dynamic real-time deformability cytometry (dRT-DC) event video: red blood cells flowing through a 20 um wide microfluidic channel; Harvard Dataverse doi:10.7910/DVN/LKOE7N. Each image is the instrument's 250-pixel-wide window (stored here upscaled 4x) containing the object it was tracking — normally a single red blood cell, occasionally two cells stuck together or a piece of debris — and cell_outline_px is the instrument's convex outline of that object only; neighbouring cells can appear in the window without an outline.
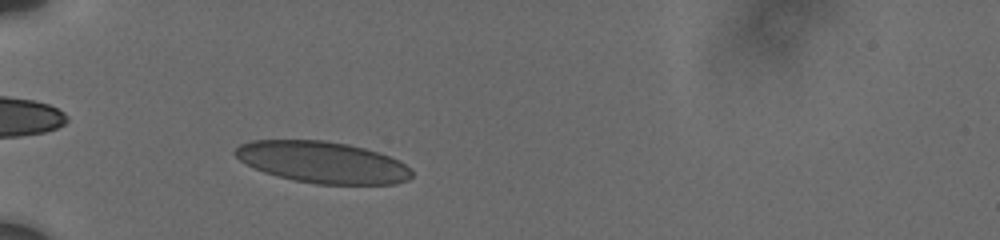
{"species": "human", "species_latin": "Homo sapiens", "temperature_condition": "cold", "stored_images_in_passage": 6, "camera_frame_rate_fps": 3000, "um_per_image_px": 0.085, "donor": {"sex": "male"}, "frame": {"image": 1, "passage_image": 6, "time_ms": 1.667, "image_size_px": [1000, 240], "cell_outline_px": [[412, 176], [408, 180], [396, 184], [316, 184], [292, 180], [264, 172], [240, 160], [232, 152], [240, 144], [252, 140], [324, 140], [348, 144], [364, 148], [400, 160], [412, 168]], "centroid_in_image_um": [27.44, 13.79], "position_along_channel_um": 57.6, "area_um2": 42.77}}